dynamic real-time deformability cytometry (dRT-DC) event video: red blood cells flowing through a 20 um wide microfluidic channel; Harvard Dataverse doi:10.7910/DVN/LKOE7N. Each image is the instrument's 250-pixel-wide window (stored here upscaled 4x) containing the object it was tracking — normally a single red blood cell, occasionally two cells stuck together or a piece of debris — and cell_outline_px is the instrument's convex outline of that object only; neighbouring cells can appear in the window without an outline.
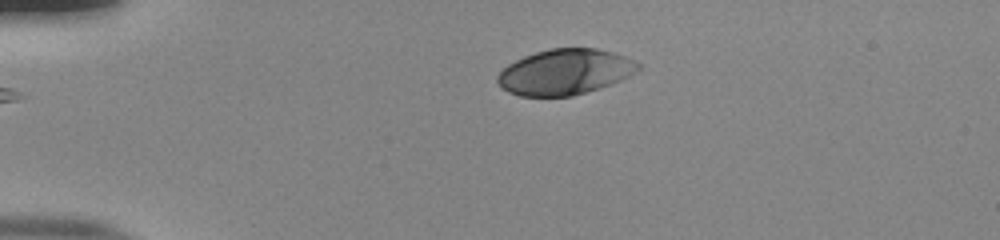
{"species": "human", "species_latin": "Homo sapiens", "temperature_condition": "room temperature", "stored_images_in_passage": 42, "camera_frame_rate_fps": 3000, "um_per_image_px": 0.085, "donor": {"sex": "male"}, "frame": {"image": 1, "passage_image": 1, "time_ms": 0.0, "image_size_px": [1000, 240], "cell_outline_px": [[644, 64], [636, 72], [620, 80], [600, 88], [572, 96], [520, 96], [508, 92], [496, 80], [496, 76], [508, 64], [524, 56], [536, 52], [552, 48], [596, 48], [612, 52], [624, 56]], "centroid_in_image_um": [48.04, 6.11], "position_along_channel_um": 37.0, "area_um2": 37.28}}
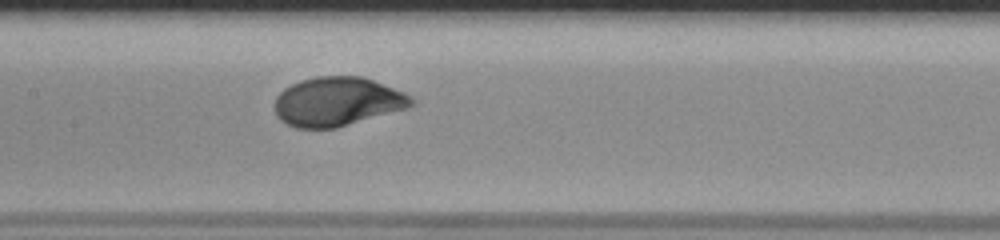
{"frame": {"image": 2, "passage_image": 16, "time_ms": 5.0, "image_size_px": [1000, 240], "cell_outline_px": [[416, 104], [408, 108], [336, 128], [296, 128], [280, 120], [276, 116], [276, 96], [284, 88], [300, 80], [316, 76], [364, 76], [404, 92], [416, 100]], "centroid_in_image_um": [28.7, 8.63], "position_along_channel_um": 178.7, "area_um2": 39.25}}
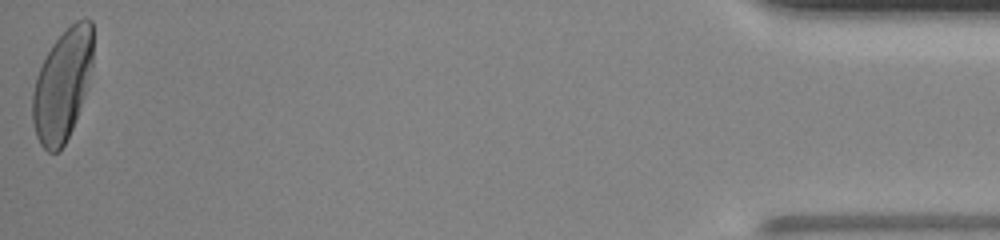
{"frame": {"image": 3, "passage_image": 42, "time_ms": 13.667, "image_size_px": [1000, 240], "cell_outline_px": [[92, 64], [84, 96], [72, 128], [60, 152], [48, 152], [40, 144], [36, 136], [32, 120], [32, 92], [36, 76], [52, 44], [76, 20], [92, 20]], "centroid_in_image_um": [5.28, 7.27], "position_along_channel_um": 429.9, "area_um2": 38.73}, "authors_computed_cell_mechanics": {"area_um2": 38.6104, "velocity_mm_per_s": 3.8713, "shape_relaxation_time_tau1_ms": 2.2491, "shape_relaxation_time_tau2_ms": null, "deformation_change_tau1": 0.1614, "deformation_change_tau2": null}}